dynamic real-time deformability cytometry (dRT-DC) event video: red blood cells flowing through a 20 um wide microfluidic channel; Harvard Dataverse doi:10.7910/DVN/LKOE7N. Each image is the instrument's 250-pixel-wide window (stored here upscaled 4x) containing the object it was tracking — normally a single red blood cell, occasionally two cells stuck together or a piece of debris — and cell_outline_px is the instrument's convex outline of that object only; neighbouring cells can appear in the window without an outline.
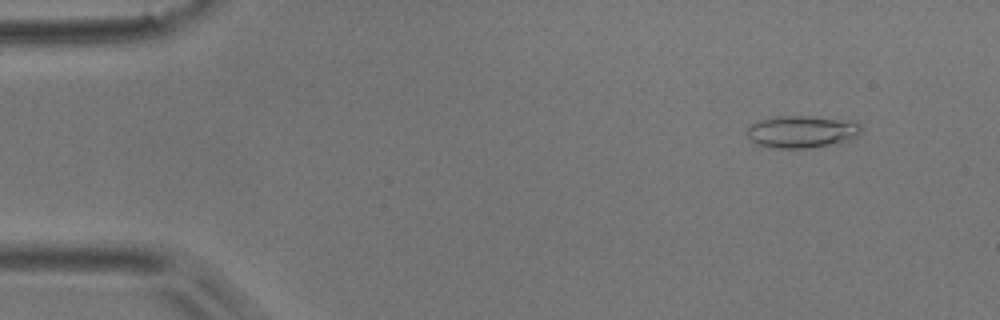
{"species": "common noctule bat (a hibernating species)", "species_latin": "Nyctalus noctula", "temperature_condition": "room temperature", "stored_images_in_passage": 6, "camera_frame_rate_fps": 3000, "um_per_image_px": 0.085, "animal": {"sex": "male", "body_mass_g": 17.9}, "frame": {"image": 1, "passage_image": 2, "time_ms": 1.0, "image_size_px": [1000, 320], "cell_outline_px": [[860, 132], [852, 140], [808, 148], [772, 148], [756, 144], [748, 136], [748, 128], [752, 124], [760, 120], [776, 116], [808, 116], [848, 120], [860, 124]], "centroid_in_image_um": [68.15, 11.19], "position_along_channel_um": 16.8, "area_um2": 21.27}}
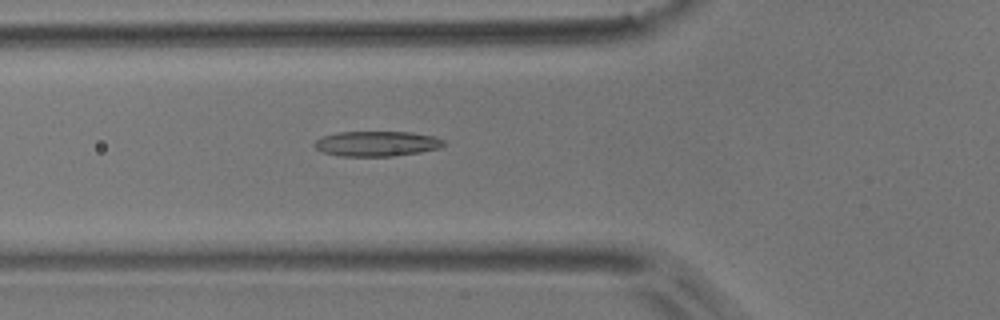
{"frame": {"image": 2, "passage_image": 6, "time_ms": 5.667, "image_size_px": [1000, 320], "cell_outline_px": [[444, 144], [440, 148], [420, 152], [392, 156], [340, 156], [324, 152], [316, 148], [312, 144], [320, 136], [340, 132], [412, 132], [436, 136], [444, 140]], "centroid_in_image_um": [32.03, 12.2], "position_along_channel_um": 93.8, "area_um2": 19.02}}